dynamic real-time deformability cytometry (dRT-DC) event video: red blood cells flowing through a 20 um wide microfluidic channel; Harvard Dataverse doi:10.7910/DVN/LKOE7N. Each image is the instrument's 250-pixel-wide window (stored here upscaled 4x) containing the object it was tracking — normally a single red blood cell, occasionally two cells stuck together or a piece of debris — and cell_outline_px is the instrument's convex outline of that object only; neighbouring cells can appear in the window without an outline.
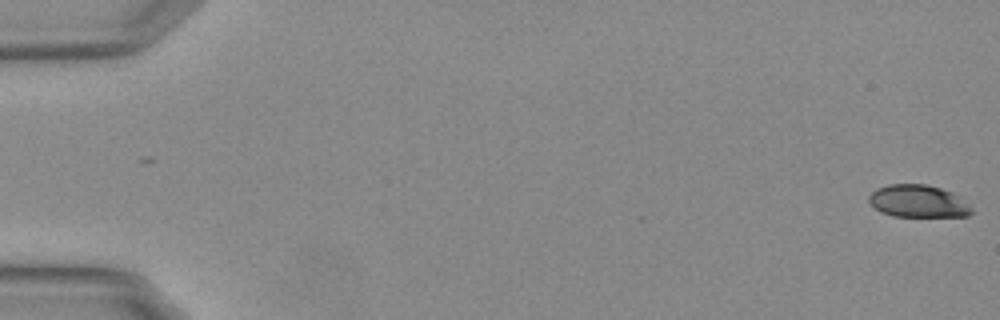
{"species": "Egyptian fruit bat (a non-hibernating species)", "species_latin": "Rousettus aegyptiacus", "temperature_condition": "warm", "stored_images_in_passage": 10, "camera_frame_rate_fps": 3000, "um_per_image_px": 0.085, "animal": {"sex": "female"}, "frame": {"image": 1, "passage_image": 1, "time_ms": 0.0, "image_size_px": [1000, 320], "cell_outline_px": [[972, 212], [968, 216], [892, 216], [876, 208], [868, 200], [868, 196], [876, 188], [888, 184], [924, 184], [940, 188], [952, 192], [968, 204], [972, 208]], "centroid_in_image_um": [78.03, 17.09], "position_along_channel_um": 7.0, "area_um2": 19.19}}